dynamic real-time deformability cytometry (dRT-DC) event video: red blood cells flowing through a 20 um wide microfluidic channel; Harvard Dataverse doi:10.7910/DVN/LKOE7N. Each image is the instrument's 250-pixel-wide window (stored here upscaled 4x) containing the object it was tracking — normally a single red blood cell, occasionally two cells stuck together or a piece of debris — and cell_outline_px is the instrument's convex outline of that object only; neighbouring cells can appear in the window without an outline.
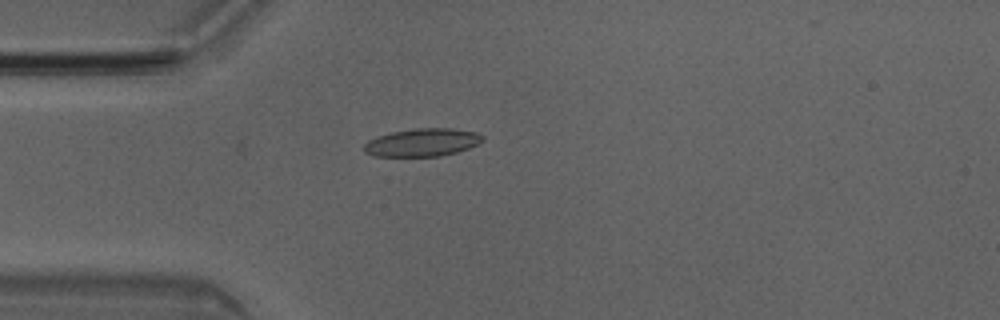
{"species": "Egyptian fruit bat (a non-hibernating species)", "species_latin": "Rousettus aegyptiacus", "temperature_condition": "room temperature", "stored_images_in_passage": 3, "camera_frame_rate_fps": 3000, "um_per_image_px": 0.085, "animal": {"sex": "male"}, "frame": {"image": 1, "passage_image": 3, "time_ms": 0.667, "image_size_px": [1000, 320], "cell_outline_px": [[484, 140], [468, 148], [456, 152], [440, 156], [372, 156], [364, 152], [364, 144], [368, 140], [376, 136], [392, 132], [416, 128], [452, 128], [476, 132], [484, 136]], "centroid_in_image_um": [35.88, 12.1], "position_along_channel_um": 49.1, "area_um2": 19.31}}